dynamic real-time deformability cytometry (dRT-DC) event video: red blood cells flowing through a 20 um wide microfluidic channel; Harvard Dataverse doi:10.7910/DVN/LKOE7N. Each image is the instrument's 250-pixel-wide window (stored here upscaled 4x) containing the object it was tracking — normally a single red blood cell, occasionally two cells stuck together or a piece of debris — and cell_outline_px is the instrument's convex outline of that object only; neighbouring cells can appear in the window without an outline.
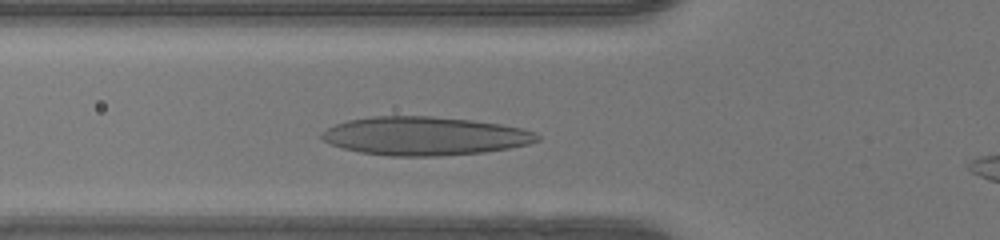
{"species": "human", "species_latin": "Homo sapiens", "temperature_condition": "warm", "stored_images_in_passage": 31, "camera_frame_rate_fps": 3000, "um_per_image_px": 0.085, "donor": {"sex": "female"}, "frame": {"image": 1, "passage_image": 7, "time_ms": 2.0, "image_size_px": [1000, 240], "cell_outline_px": [[540, 140], [528, 144], [508, 148], [484, 152], [436, 156], [388, 156], [360, 152], [344, 148], [332, 144], [324, 140], [320, 136], [320, 132], [336, 124], [348, 120], [368, 116], [432, 116], [472, 120], [500, 124], [524, 128], [536, 132], [540, 136]], "centroid_in_image_um": [36.11, 11.55], "position_along_channel_um": 89.7, "area_um2": 48.44}}
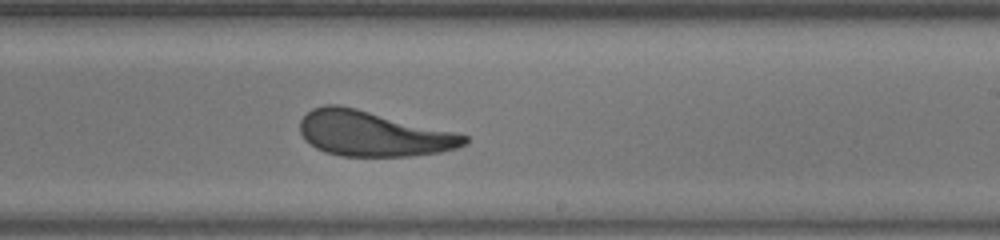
{"frame": {"image": 2, "passage_image": 19, "time_ms": 6.0, "image_size_px": [1000, 240], "cell_outline_px": [[468, 140], [464, 144], [456, 148], [440, 152], [412, 156], [340, 156], [316, 148], [304, 140], [300, 132], [300, 120], [312, 108], [324, 104], [340, 104], [456, 132], [468, 136]], "centroid_in_image_um": [31.68, 11.35], "position_along_channel_um": 257.3, "area_um2": 43.35}}
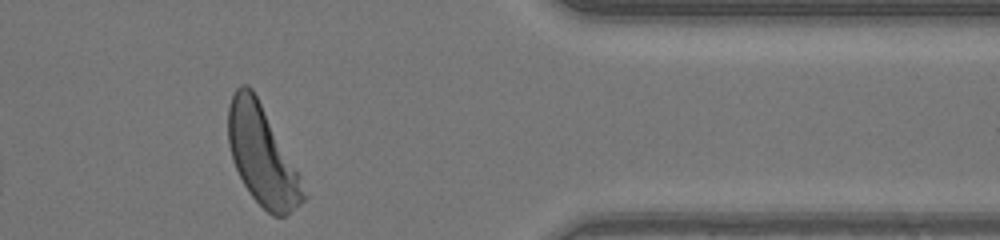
{"frame": {"image": 3, "passage_image": 30, "time_ms": 9.667, "image_size_px": [1000, 240], "cell_outline_px": [[308, 196], [300, 204], [284, 216], [272, 216], [252, 196], [244, 184], [232, 160], [228, 144], [228, 108], [232, 96], [236, 88], [240, 84], [248, 84], [252, 88], [300, 172]], "centroid_in_image_um": [22.3, 13.21], "position_along_channel_um": 389.1, "area_um2": 43.47}, "authors_computed_cell_mechanics": {"area_um2": 44.1592, "velocity_mm_per_s": 4.1999, "shape_relaxation_time_tau1_ms": 5.6264, "shape_relaxation_time_tau2_ms": 1.3347, "deformation_change_tau1": 0.2019, "deformation_change_tau2": 0.1008}}